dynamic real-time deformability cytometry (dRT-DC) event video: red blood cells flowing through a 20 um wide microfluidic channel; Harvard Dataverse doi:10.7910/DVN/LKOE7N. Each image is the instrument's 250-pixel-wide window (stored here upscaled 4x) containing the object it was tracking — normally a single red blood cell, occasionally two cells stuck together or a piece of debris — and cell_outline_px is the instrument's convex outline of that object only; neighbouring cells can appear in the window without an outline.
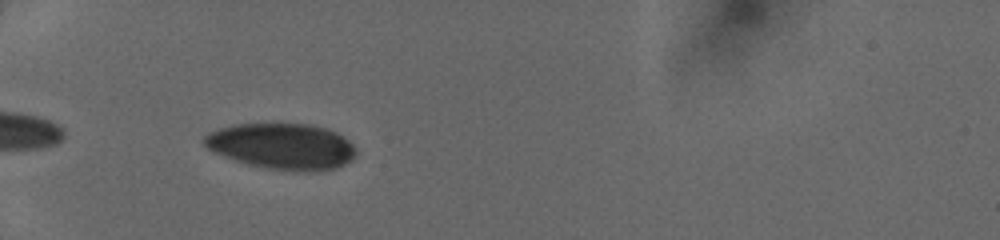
{"species": "human", "species_latin": "Homo sapiens", "temperature_condition": "cold", "stored_images_in_passage": 32, "camera_frame_rate_fps": 3000, "um_per_image_px": 0.085, "donor": {"sex": "female"}, "frame": {"image": 1, "passage_image": 2, "time_ms": 0.333, "image_size_px": [1000, 240], "cell_outline_px": [[356, 156], [352, 160], [336, 168], [312, 172], [296, 172], [264, 168], [248, 164], [224, 156], [208, 148], [204, 144], [204, 136], [208, 132], [220, 128], [236, 124], [308, 124], [324, 128], [336, 132], [344, 136], [356, 148]], "centroid_in_image_um": [24.01, 12.45], "position_along_channel_um": 61.0, "area_um2": 40.81}}
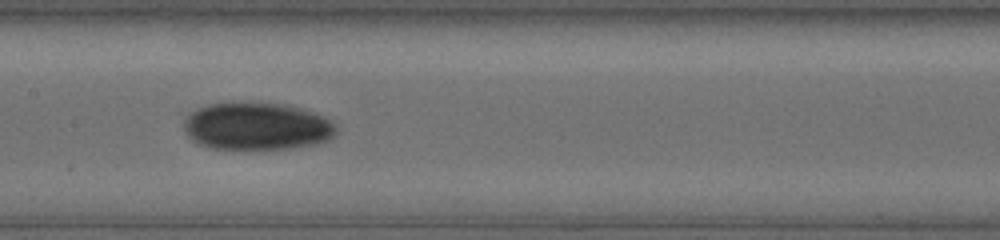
{"frame": {"image": 2, "passage_image": 12, "time_ms": 3.667, "image_size_px": [1000, 240], "cell_outline_px": [[336, 132], [328, 140], [316, 144], [292, 148], [212, 148], [196, 144], [184, 132], [184, 120], [188, 112], [196, 108], [208, 104], [284, 104], [300, 108], [324, 116], [332, 120], [336, 124]], "centroid_in_image_um": [21.81, 10.74], "position_along_channel_um": 185.6, "area_um2": 41.85}}
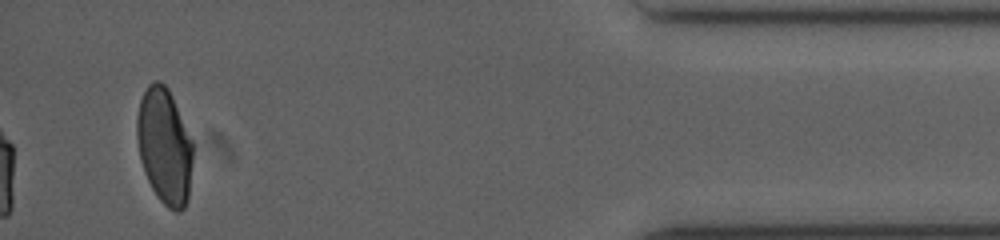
{"frame": {"image": 3, "passage_image": 32, "time_ms": 10.333, "image_size_px": [1000, 240], "cell_outline_px": [[192, 160], [188, 200], [184, 208], [180, 212], [176, 212], [168, 208], [160, 200], [152, 188], [144, 172], [140, 160], [136, 136], [136, 116], [140, 100], [148, 84], [152, 80], [160, 80], [168, 88], [172, 96], [192, 140]], "centroid_in_image_um": [13.96, 12.41], "position_along_channel_um": 421.2, "area_um2": 37.92}}